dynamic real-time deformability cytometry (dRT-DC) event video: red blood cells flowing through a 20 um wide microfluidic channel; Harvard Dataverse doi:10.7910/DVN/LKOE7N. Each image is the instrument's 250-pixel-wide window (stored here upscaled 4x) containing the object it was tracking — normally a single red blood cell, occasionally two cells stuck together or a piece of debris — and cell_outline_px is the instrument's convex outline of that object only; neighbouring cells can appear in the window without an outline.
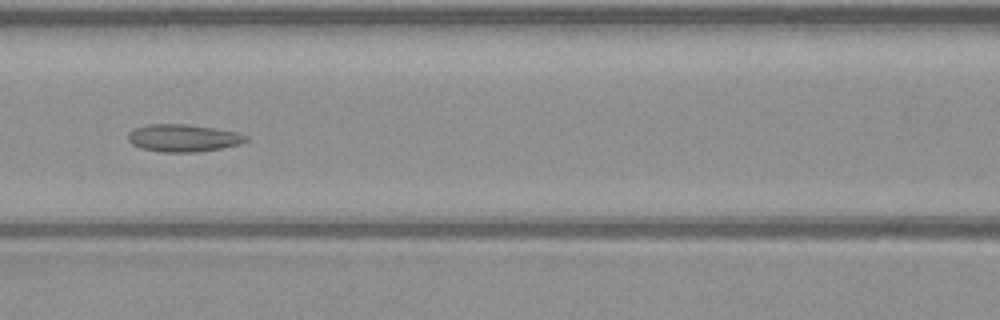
{"species": "common noctule bat (a hibernating species)", "species_latin": "Nyctalus noctula", "temperature_condition": "warm", "stored_images_in_passage": 51, "camera_frame_rate_fps": 3000, "um_per_image_px": 0.085, "animal": {"sex": "male", "body_mass_g": 23.1, "forearm_length_mm": 52.7}, "frame": {"image": 1, "passage_image": 22, "time_ms": 7.0, "image_size_px": [1000, 320], "cell_outline_px": [[248, 140], [240, 144], [200, 152], [160, 152], [140, 148], [132, 144], [128, 140], [128, 132], [136, 128], [148, 124], [188, 124], [236, 132], [248, 136]], "centroid_in_image_um": [15.56, 11.74], "position_along_channel_um": 151.0, "area_um2": 18.84}}
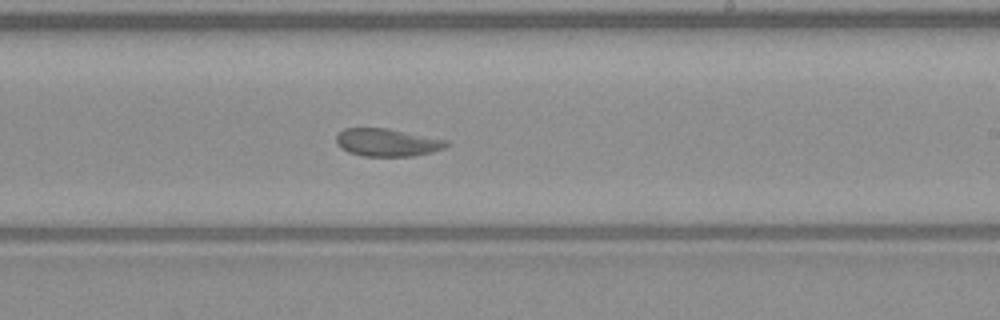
{"frame": {"image": 2, "passage_image": 30, "time_ms": 9.667, "image_size_px": [1000, 320], "cell_outline_px": [[452, 144], [444, 148], [432, 152], [412, 156], [364, 156], [348, 152], [340, 148], [336, 144], [336, 136], [344, 128], [388, 128], [448, 140]], "centroid_in_image_um": [32.93, 12.11], "position_along_channel_um": 256.1, "area_um2": 17.98}}
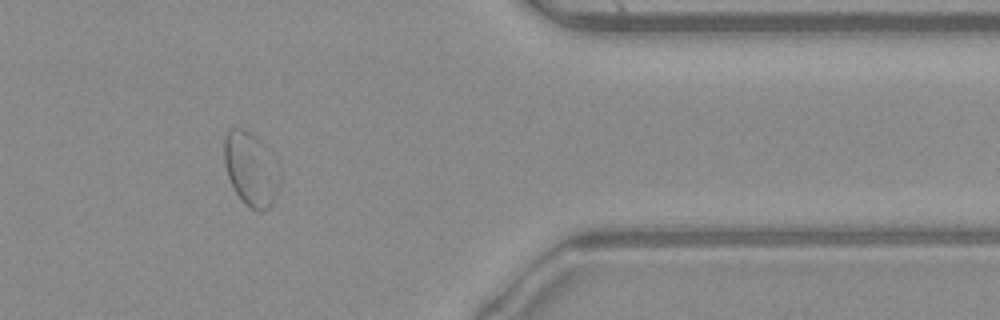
{"frame": {"image": 3, "passage_image": 42, "time_ms": 13.667, "image_size_px": [1000, 320], "cell_outline_px": [[280, 180], [272, 204], [264, 212], [256, 212], [244, 204], [236, 192], [228, 176], [224, 164], [224, 136], [228, 128], [240, 128], [248, 132], [260, 140], [268, 148], [280, 168]], "centroid_in_image_um": [21.33, 14.38], "position_along_channel_um": 390.1, "area_um2": 24.16}, "authors_computed_cell_mechanics": {"area_um2": 22.6576, "velocity_mm_per_s": 3.9676, "shape_relaxation_time_tau1_ms": null, "shape_relaxation_time_tau2_ms": 2.7831, "deformation_change_tau1": null, "deformation_change_tau2": 0.0735}}